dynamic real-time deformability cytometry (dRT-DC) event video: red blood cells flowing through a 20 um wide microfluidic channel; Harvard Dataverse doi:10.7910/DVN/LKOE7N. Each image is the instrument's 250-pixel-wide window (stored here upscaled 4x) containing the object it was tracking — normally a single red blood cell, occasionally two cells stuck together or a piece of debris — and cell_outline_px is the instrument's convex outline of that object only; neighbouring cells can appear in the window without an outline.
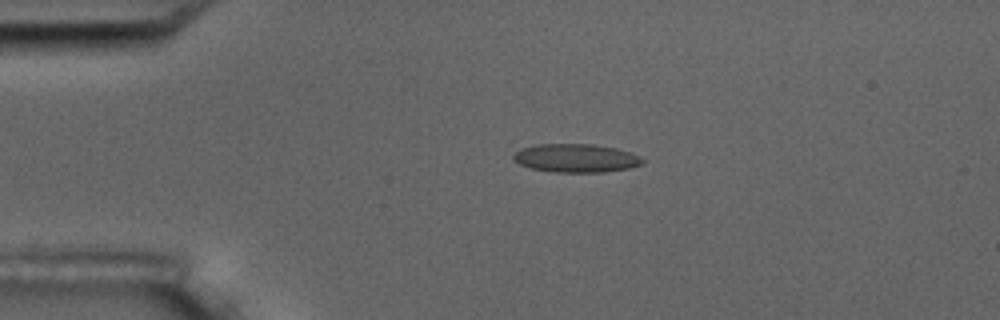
{"species": "common noctule bat (a hibernating species)", "species_latin": "Nyctalus noctula", "temperature_condition": "room temperature", "stored_images_in_passage": 3, "camera_frame_rate_fps": 3000, "um_per_image_px": 0.085, "animal": {"sex": "male", "body_mass_g": 17.5, "forearm_length_mm": 52.3}, "frame": {"image": 1, "passage_image": 2, "time_ms": 1.0, "image_size_px": [1000, 320], "cell_outline_px": [[644, 164], [628, 168], [604, 172], [556, 172], [532, 168], [520, 164], [512, 160], [512, 156], [520, 148], [536, 144], [596, 144], [616, 148], [628, 152], [644, 160]], "centroid_in_image_um": [48.92, 13.43], "position_along_channel_um": 36.1, "area_um2": 21.33}}